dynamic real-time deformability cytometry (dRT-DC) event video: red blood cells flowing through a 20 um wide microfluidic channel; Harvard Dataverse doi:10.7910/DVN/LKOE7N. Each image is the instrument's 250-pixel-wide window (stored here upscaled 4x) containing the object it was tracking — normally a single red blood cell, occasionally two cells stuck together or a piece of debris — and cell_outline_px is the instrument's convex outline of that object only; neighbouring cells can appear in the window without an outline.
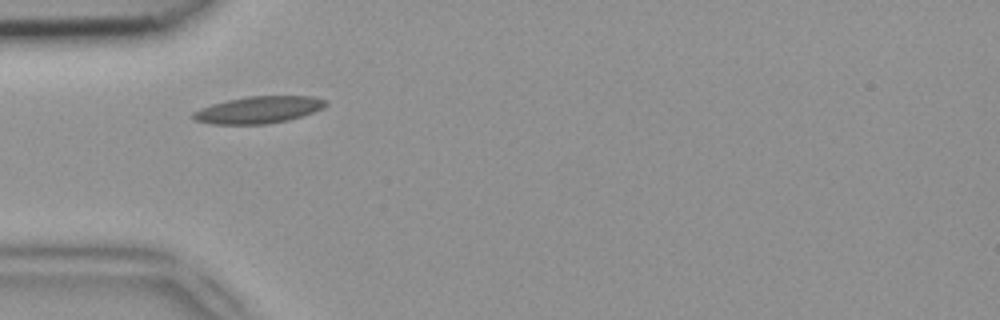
{"species": "common noctule bat (a hibernating species)", "species_latin": "Nyctalus noctula", "temperature_condition": "room temperature", "stored_images_in_passage": 36, "camera_frame_rate_fps": 3000, "um_per_image_px": 0.085, "animal": {"sex": "female", "body_mass_g": 18.4}, "frame": {"image": 1, "passage_image": 2, "time_ms": 0.333, "image_size_px": [1000, 320], "cell_outline_px": [[328, 104], [324, 108], [288, 120], [264, 124], [212, 124], [196, 120], [192, 116], [192, 112], [200, 108], [212, 104], [228, 100], [248, 96], [312, 96], [328, 100]], "centroid_in_image_um": [22.0, 9.32], "position_along_channel_um": 63.0, "area_um2": 20.75}}
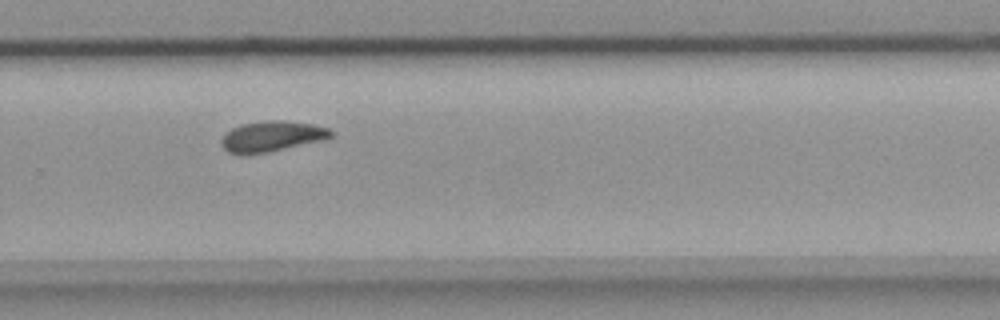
{"frame": {"image": 2, "passage_image": 20, "time_ms": 6.333, "image_size_px": [1000, 320], "cell_outline_px": [[332, 136], [324, 140], [268, 152], [248, 156], [240, 156], [228, 152], [220, 144], [220, 140], [232, 128], [240, 124], [264, 120], [284, 120], [312, 124], [328, 128], [332, 132]], "centroid_in_image_um": [23.06, 11.61], "position_along_channel_um": 306.7, "area_um2": 19.83}}
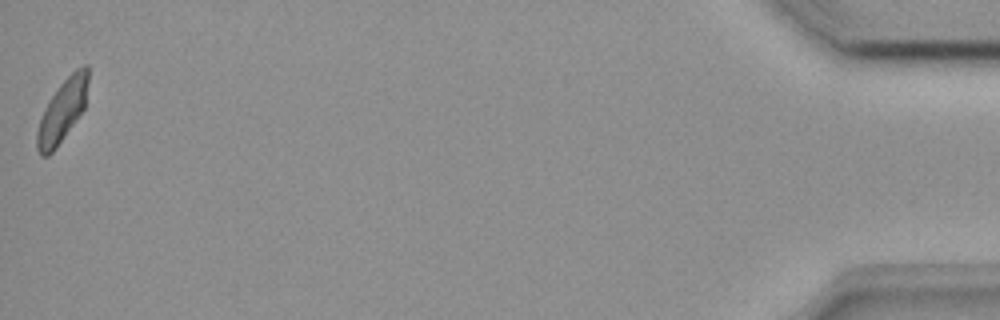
{"frame": {"image": 3, "passage_image": 36, "time_ms": 11.667, "image_size_px": [1000, 320], "cell_outline_px": [[88, 80], [84, 108], [56, 148], [48, 156], [40, 156], [36, 148], [36, 132], [44, 108], [60, 84], [76, 68], [84, 64], [88, 64]], "centroid_in_image_um": [5.28, 9.42], "position_along_channel_um": 429.9, "area_um2": 18.32}}